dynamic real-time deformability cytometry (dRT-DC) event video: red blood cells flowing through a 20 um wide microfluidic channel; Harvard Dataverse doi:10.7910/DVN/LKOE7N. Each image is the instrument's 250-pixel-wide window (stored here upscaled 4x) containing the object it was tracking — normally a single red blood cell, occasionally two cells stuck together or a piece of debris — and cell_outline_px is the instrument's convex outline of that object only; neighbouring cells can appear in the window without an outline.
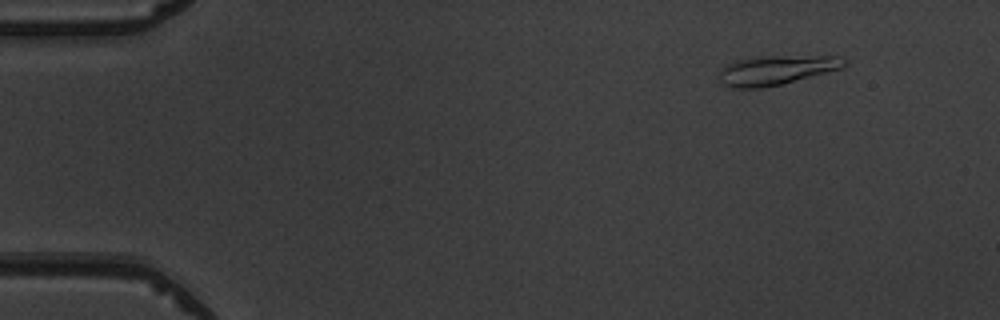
{"species": "common noctule bat (a hibernating species)", "species_latin": "Nyctalus noctula", "temperature_condition": "warm", "stored_images_in_passage": 5, "camera_frame_rate_fps": 3000, "um_per_image_px": 0.085, "animal": {"sex": "male", "body_mass_g": 19.5, "forearm_length_mm": 54.6}, "frame": {"image": 1, "passage_image": 2, "time_ms": 1.0, "image_size_px": [1000, 320], "cell_outline_px": [[848, 64], [844, 68], [780, 84], [760, 88], [732, 88], [724, 84], [720, 80], [720, 68], [724, 64], [736, 60], [752, 56], [836, 56], [848, 60]], "centroid_in_image_um": [65.98, 5.94], "position_along_channel_um": 19.0, "area_um2": 21.62}}